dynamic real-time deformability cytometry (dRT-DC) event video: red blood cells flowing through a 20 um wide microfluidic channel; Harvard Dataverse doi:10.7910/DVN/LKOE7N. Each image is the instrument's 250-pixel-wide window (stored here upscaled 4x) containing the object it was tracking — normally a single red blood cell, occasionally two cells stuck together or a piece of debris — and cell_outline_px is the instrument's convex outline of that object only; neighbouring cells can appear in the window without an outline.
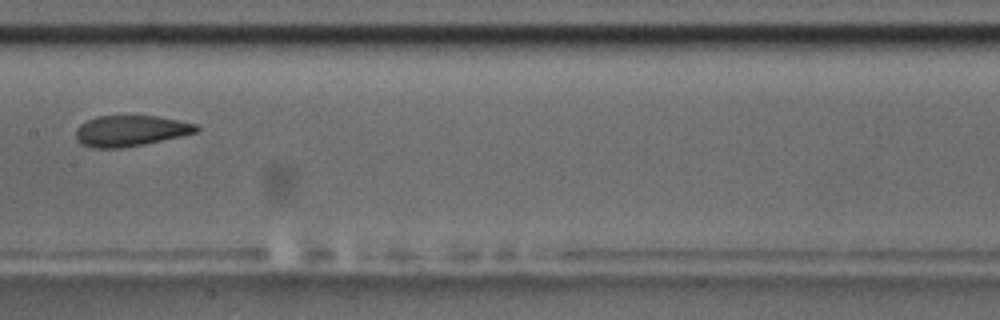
{"species": "common noctule bat (a hibernating species)", "species_latin": "Nyctalus noctula", "temperature_condition": "room temperature", "stored_images_in_passage": 12, "camera_frame_rate_fps": 3000, "um_per_image_px": 0.085, "animal": {"sex": "male", "body_mass_g": 17.5, "forearm_length_mm": 52.3}, "frame": {"image": 1, "passage_image": 9, "time_ms": 10.333, "image_size_px": [1000, 320], "cell_outline_px": [[200, 128], [196, 132], [180, 136], [144, 144], [120, 148], [92, 148], [80, 144], [76, 140], [76, 128], [80, 124], [96, 116], [156, 116], [196, 124]], "centroid_in_image_um": [11.04, 11.12], "position_along_channel_um": 196.4, "area_um2": 21.56}}